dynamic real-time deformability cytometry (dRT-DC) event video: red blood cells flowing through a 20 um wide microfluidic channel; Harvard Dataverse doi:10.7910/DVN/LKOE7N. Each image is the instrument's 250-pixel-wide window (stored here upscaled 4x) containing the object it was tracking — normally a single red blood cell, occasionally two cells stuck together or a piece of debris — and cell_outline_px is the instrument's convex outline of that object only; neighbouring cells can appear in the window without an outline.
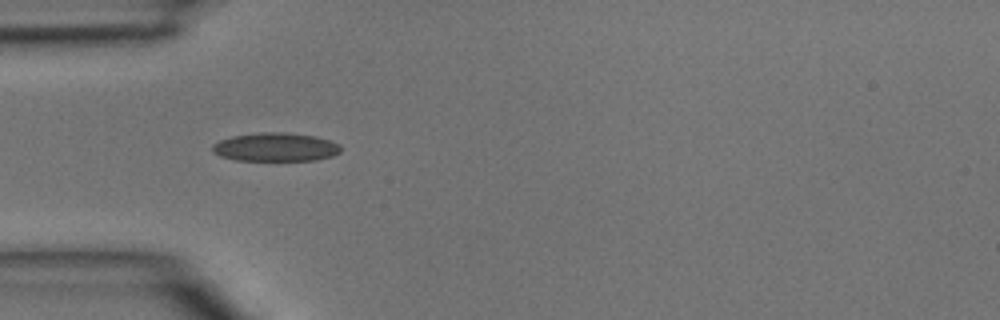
{"species": "common noctule bat (a hibernating species)", "species_latin": "Nyctalus noctula", "temperature_condition": "room temperature", "stored_images_in_passage": 33, "camera_frame_rate_fps": 3000, "um_per_image_px": 0.085, "animal": {"sex": "male", "body_mass_g": 15.6}, "frame": {"image": 1, "passage_image": 1, "time_ms": 0.0, "image_size_px": [1000, 320], "cell_outline_px": [[340, 152], [332, 156], [316, 160], [236, 160], [220, 156], [212, 152], [212, 144], [220, 140], [232, 136], [260, 132], [284, 132], [316, 136], [340, 144]], "centroid_in_image_um": [23.41, 12.5], "position_along_channel_um": 61.6, "area_um2": 21.39}}
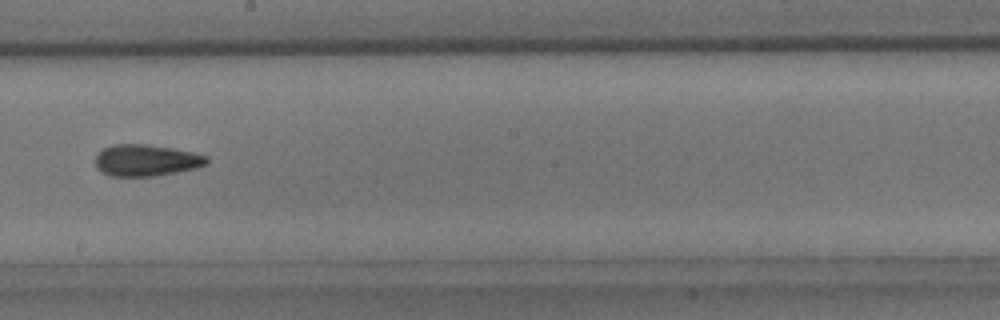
{"frame": {"image": 2, "passage_image": 13, "time_ms": 4.0, "image_size_px": [1000, 320], "cell_outline_px": [[208, 164], [196, 168], [156, 176], [112, 176], [100, 172], [96, 168], [96, 156], [104, 148], [112, 144], [144, 144], [172, 148], [192, 152], [208, 156]], "centroid_in_image_um": [12.43, 13.63], "position_along_channel_um": 235.8, "area_um2": 20.52}}
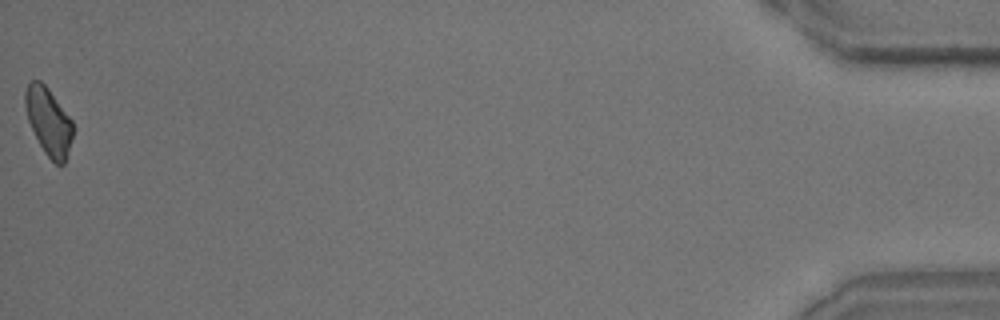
{"frame": {"image": 3, "passage_image": 33, "time_ms": 10.667, "image_size_px": [1000, 320], "cell_outline_px": [[76, 128], [68, 156], [64, 164], [56, 164], [44, 152], [28, 120], [24, 104], [24, 92], [28, 84], [32, 80], [40, 80], [48, 88], [72, 120]], "centroid_in_image_um": [4.17, 10.33], "position_along_channel_um": 431.0, "area_um2": 18.96}}